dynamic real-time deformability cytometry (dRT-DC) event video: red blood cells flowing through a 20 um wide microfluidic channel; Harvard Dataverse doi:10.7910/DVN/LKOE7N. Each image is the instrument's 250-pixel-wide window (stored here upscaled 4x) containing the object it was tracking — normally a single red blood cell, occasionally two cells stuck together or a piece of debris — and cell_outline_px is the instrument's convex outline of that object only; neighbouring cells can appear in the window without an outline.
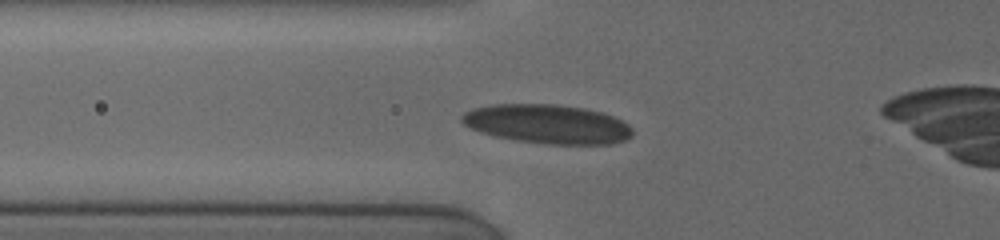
{"species": "human", "species_latin": "Homo sapiens", "temperature_condition": "cold", "stored_images_in_passage": 9, "camera_frame_rate_fps": 3000, "um_per_image_px": 0.085, "donor": {"sex": "female"}, "frame": {"image": 1, "passage_image": 7, "time_ms": 4.333, "image_size_px": [1000, 240], "cell_outline_px": [[632, 136], [624, 140], [612, 144], [544, 144], [516, 140], [496, 136], [480, 132], [464, 124], [460, 120], [460, 116], [464, 112], [472, 108], [492, 104], [556, 104], [584, 108], [600, 112], [612, 116], [628, 124], [632, 128]], "centroid_in_image_um": [46.51, 10.54], "position_along_channel_um": 79.3, "area_um2": 38.9}}
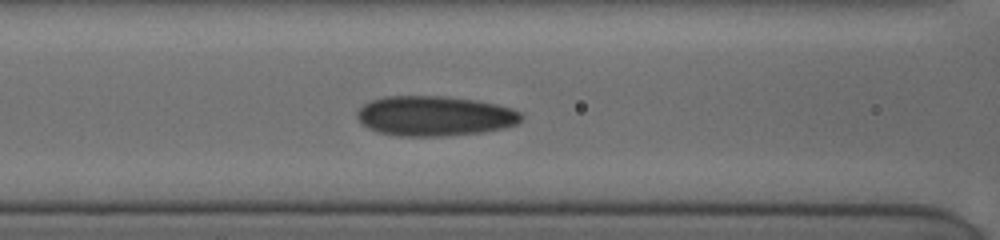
{"frame": {"image": 2, "passage_image": 9, "time_ms": 5.667, "image_size_px": [1000, 240], "cell_outline_px": [[524, 116], [516, 124], [504, 128], [484, 132], [440, 136], [396, 136], [376, 132], [368, 128], [356, 116], [356, 112], [364, 104], [372, 100], [384, 96], [444, 96], [472, 100], [496, 104], [512, 108], [520, 112]], "centroid_in_image_um": [36.94, 9.86], "position_along_channel_um": 129.7, "area_um2": 38.26}}